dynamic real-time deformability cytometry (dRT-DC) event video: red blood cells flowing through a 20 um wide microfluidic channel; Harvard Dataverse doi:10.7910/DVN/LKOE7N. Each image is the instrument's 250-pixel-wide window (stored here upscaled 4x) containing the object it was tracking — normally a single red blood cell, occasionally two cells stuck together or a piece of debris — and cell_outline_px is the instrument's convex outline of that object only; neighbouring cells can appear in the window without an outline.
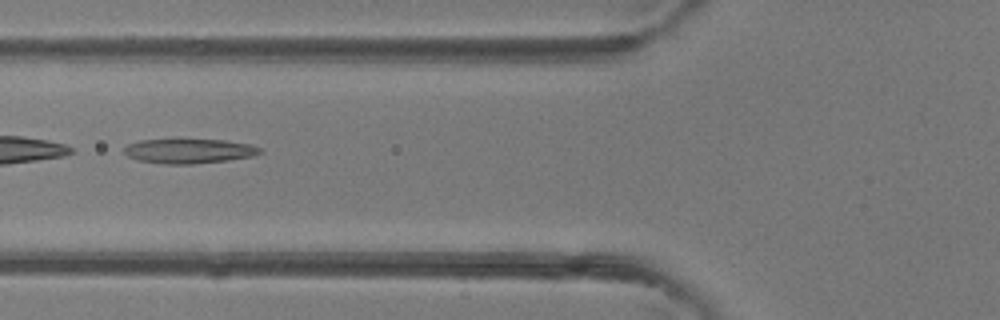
{"species": "common noctule bat (a hibernating species)", "species_latin": "Nyctalus noctula", "temperature_condition": "room temperature", "stored_images_in_passage": 5, "camera_frame_rate_fps": 3000, "um_per_image_px": 0.085, "animal": {"sex": "female"}, "frame": {"image": 1, "passage_image": 5, "time_ms": 4.333, "image_size_px": [1000, 320], "cell_outline_px": [[264, 152], [252, 156], [228, 160], [192, 164], [164, 164], [136, 160], [128, 156], [124, 152], [124, 148], [128, 144], [140, 140], [224, 140], [252, 144], [260, 148]], "centroid_in_image_um": [16.08, 12.84], "position_along_channel_um": 109.7, "area_um2": 19.42}}